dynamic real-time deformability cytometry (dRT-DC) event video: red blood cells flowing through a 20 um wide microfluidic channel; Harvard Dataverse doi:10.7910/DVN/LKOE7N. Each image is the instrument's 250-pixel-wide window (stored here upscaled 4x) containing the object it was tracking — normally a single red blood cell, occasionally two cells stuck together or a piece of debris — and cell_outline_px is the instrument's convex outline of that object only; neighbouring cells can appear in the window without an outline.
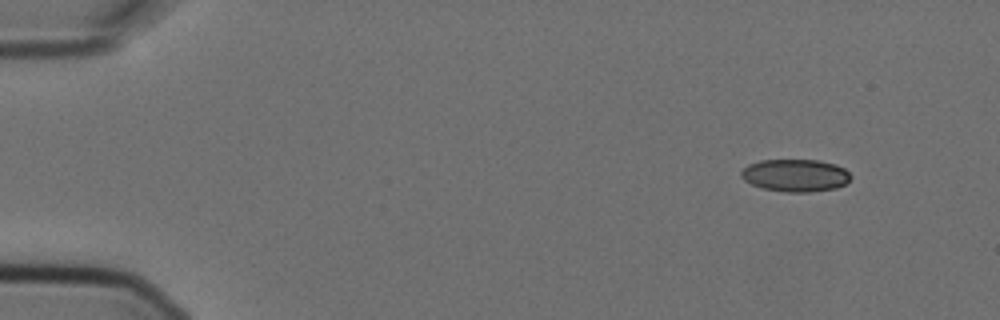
{"species": "Egyptian fruit bat (a non-hibernating species)", "species_latin": "Rousettus aegyptiacus", "temperature_condition": "cold", "stored_images_in_passage": 4, "camera_frame_rate_fps": 3000, "um_per_image_px": 0.085, "animal": {"sex": "female"}, "frame": {"image": 1, "passage_image": 1, "time_ms": 0.0, "image_size_px": [1000, 320], "cell_outline_px": [[852, 176], [844, 184], [836, 188], [808, 192], [784, 192], [764, 188], [752, 184], [744, 180], [740, 176], [740, 172], [748, 164], [760, 160], [820, 160], [836, 164], [844, 168]], "centroid_in_image_um": [67.6, 14.9], "position_along_channel_um": 17.4, "area_um2": 20.75}}
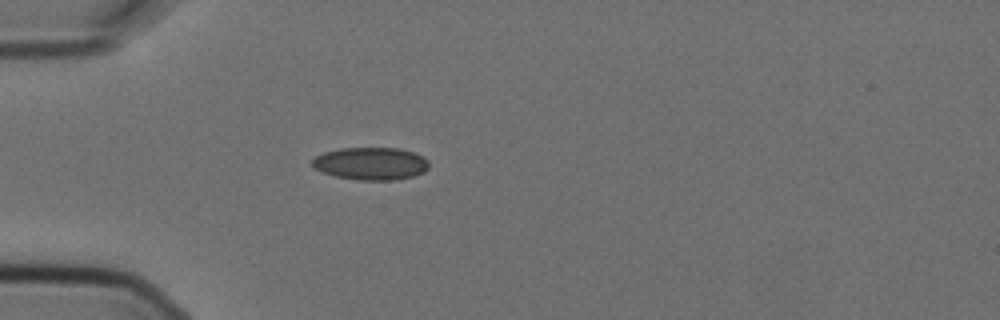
{"frame": {"image": 2, "passage_image": 4, "time_ms": 1.0, "image_size_px": [1000, 320], "cell_outline_px": [[428, 168], [424, 172], [412, 176], [396, 180], [356, 180], [336, 176], [312, 168], [312, 160], [316, 156], [324, 152], [340, 148], [400, 148], [424, 156], [428, 160]], "centroid_in_image_um": [31.52, 13.9], "position_along_channel_um": 53.5, "area_um2": 22.25}}